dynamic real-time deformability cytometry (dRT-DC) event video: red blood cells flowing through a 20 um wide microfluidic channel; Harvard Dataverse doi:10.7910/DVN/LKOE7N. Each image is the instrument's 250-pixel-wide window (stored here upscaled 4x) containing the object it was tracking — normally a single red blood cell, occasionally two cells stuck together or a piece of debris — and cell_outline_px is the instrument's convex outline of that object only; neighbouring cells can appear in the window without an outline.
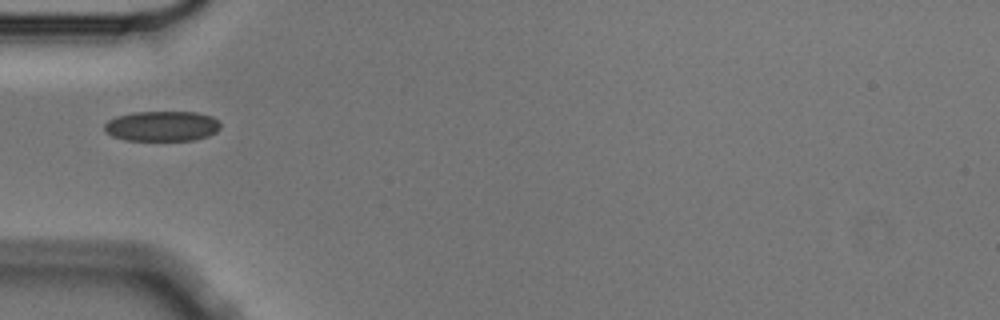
{"species": "Egyptian fruit bat (a non-hibernating species)", "species_latin": "Rousettus aegyptiacus", "temperature_condition": "cold", "stored_images_in_passage": 2, "camera_frame_rate_fps": 3000, "um_per_image_px": 0.085, "animal": {"sex": "male"}, "frame": {"image": 1, "passage_image": 1, "time_ms": 0.0, "image_size_px": [1000, 320], "cell_outline_px": [[220, 128], [216, 132], [208, 136], [192, 140], [124, 140], [112, 136], [104, 132], [104, 124], [108, 120], [116, 116], [132, 112], [196, 112], [212, 116], [220, 124]], "centroid_in_image_um": [13.73, 10.72], "position_along_channel_um": 71.3, "area_um2": 20.52}}
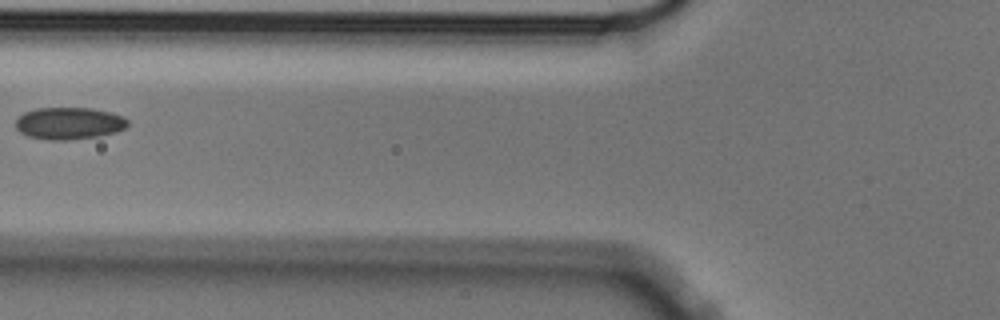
{"frame": {"image": 2, "passage_image": 2, "time_ms": 0.333, "image_size_px": [1000, 320], "cell_outline_px": [[128, 124], [124, 128], [116, 132], [100, 136], [64, 140], [48, 140], [28, 136], [20, 132], [16, 128], [16, 120], [24, 112], [36, 108], [92, 108], [124, 116], [128, 120]], "centroid_in_image_um": [5.87, 10.48], "position_along_channel_um": 119.9, "area_um2": 20.92}}